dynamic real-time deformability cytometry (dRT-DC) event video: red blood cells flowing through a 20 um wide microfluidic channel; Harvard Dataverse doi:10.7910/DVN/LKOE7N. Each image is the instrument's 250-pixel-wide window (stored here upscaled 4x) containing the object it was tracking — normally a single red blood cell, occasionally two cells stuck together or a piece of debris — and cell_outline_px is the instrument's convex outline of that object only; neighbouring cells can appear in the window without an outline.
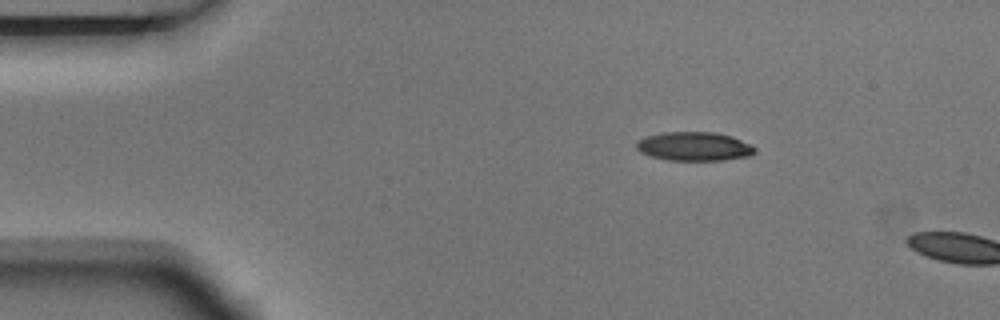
{"species": "Egyptian fruit bat (a non-hibernating species)", "species_latin": "Rousettus aegyptiacus", "temperature_condition": "room temperature", "stored_images_in_passage": 2, "camera_frame_rate_fps": 3000, "um_per_image_px": 0.085, "animal": {"sex": "male"}, "frame": {"image": 1, "passage_image": 1, "time_ms": 0.0, "image_size_px": [1000, 320], "cell_outline_px": [[756, 152], [752, 156], [724, 160], [668, 160], [652, 156], [640, 152], [636, 148], [636, 144], [640, 140], [648, 136], [664, 132], [716, 132], [732, 136], [752, 144], [756, 148]], "centroid_in_image_um": [59.08, 12.44], "position_along_channel_um": 25.9, "area_um2": 20.0}}